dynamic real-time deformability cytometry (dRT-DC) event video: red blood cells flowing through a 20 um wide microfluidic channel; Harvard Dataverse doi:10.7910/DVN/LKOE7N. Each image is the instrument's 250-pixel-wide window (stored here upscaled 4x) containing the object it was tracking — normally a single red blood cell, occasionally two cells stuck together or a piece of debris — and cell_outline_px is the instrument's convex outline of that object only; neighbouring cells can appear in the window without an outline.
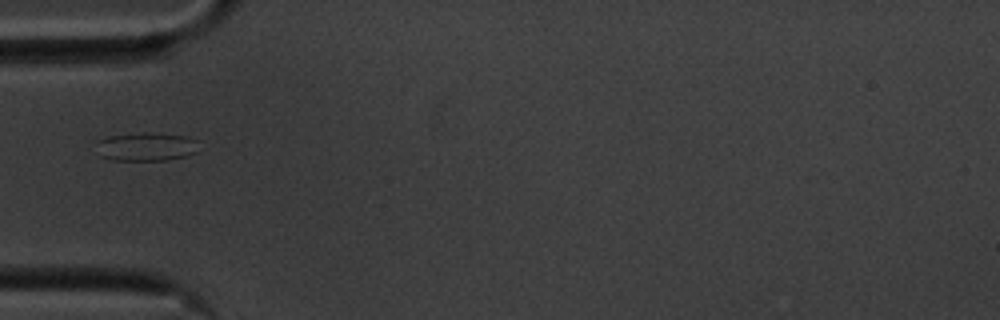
{"species": "common noctule bat (a hibernating species)", "species_latin": "Nyctalus noctula", "temperature_condition": "cold", "stored_images_in_passage": 40, "camera_frame_rate_fps": 3000, "um_per_image_px": 0.085, "animal": {"sex": "male", "body_mass_g": 20.1, "forearm_length_mm": 53.5}, "frame": {"image": 1, "passage_image": 1, "time_ms": 0.0, "image_size_px": [1000, 320], "cell_outline_px": [[196, 152], [188, 156], [168, 160], [112, 160], [100, 156], [96, 140], [108, 136], [144, 132], [152, 132], [188, 136], [196, 140]], "centroid_in_image_um": [12.42, 12.46], "position_along_channel_um": 72.6, "area_um2": 17.17}}
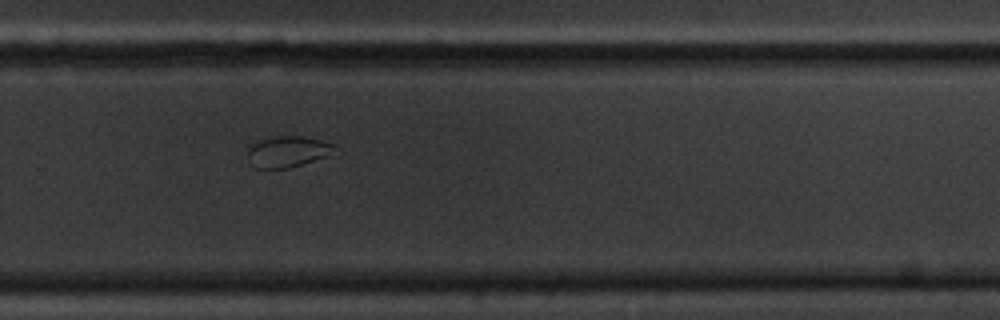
{"frame": {"image": 2, "passage_image": 21, "time_ms": 6.667, "image_size_px": [1000, 320], "cell_outline_px": [[336, 152], [328, 156], [288, 168], [256, 168], [248, 152], [248, 144], [252, 140], [276, 136], [304, 136], [336, 144]], "centroid_in_image_um": [24.47, 12.85], "position_along_channel_um": 305.3, "area_um2": 15.9}}
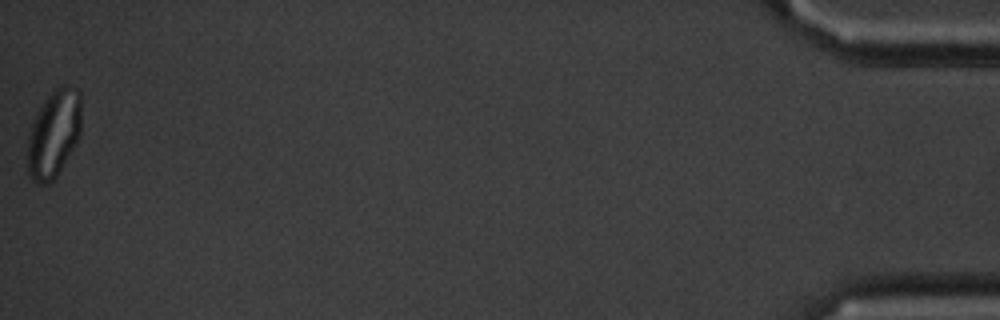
{"frame": {"image": 3, "passage_image": 40, "time_ms": 13.0, "image_size_px": [1000, 320], "cell_outline_px": [[80, 132], [72, 148], [56, 176], [48, 184], [40, 184], [32, 180], [28, 172], [28, 136], [36, 112], [44, 100], [60, 84], [64, 84], [76, 88], [80, 92]], "centroid_in_image_um": [4.55, 11.33], "position_along_channel_um": 430.6, "area_um2": 27.05}}